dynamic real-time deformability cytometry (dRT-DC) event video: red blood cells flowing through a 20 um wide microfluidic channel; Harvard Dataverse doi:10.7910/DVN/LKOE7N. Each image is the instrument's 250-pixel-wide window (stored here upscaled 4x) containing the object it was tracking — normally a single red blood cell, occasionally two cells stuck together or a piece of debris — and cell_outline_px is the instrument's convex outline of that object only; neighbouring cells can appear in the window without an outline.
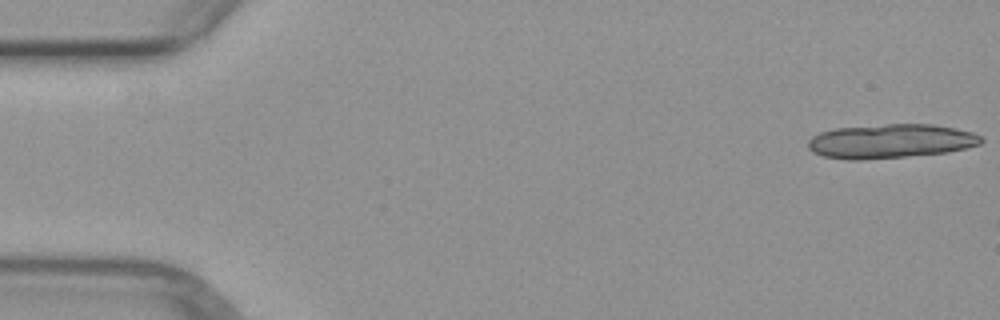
{"species": "common noctule bat (a hibernating species)", "species_latin": "Nyctalus noctula", "temperature_condition": "warm", "stored_images_in_passage": 3, "camera_frame_rate_fps": 3000, "um_per_image_px": 0.085, "animal": {"sex": "female", "body_mass_g": 29.2, "forearm_length_mm": 56.3}, "frame": {"image": 1, "passage_image": 1, "time_ms": 0.0, "image_size_px": [1000, 320], "cell_outline_px": [[984, 140], [980, 144], [948, 152], [864, 160], [848, 160], [824, 156], [812, 152], [808, 148], [808, 140], [812, 136], [820, 132], [836, 128], [888, 124], [932, 124], [956, 128], [972, 132], [980, 136]], "centroid_in_image_um": [75.68, 12.0], "position_along_channel_um": 9.3, "area_um2": 34.45}}